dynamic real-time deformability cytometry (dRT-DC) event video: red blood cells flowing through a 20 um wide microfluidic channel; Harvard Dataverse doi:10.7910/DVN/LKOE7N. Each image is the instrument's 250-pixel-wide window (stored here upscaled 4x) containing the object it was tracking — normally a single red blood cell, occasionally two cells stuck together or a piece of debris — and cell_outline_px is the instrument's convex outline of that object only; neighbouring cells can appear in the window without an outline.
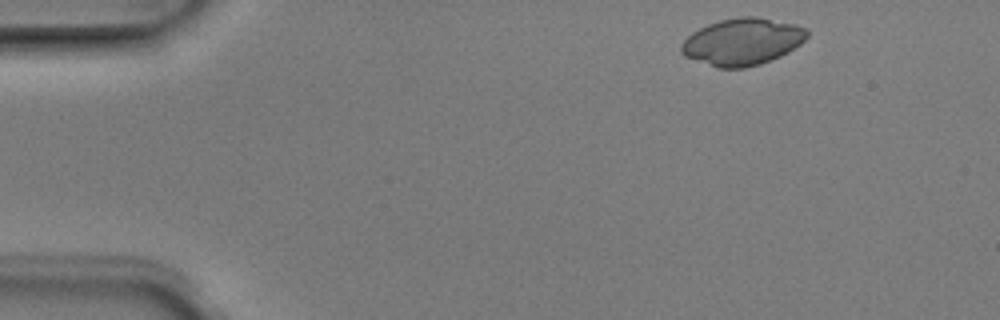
{"species": "Egyptian fruit bat (a non-hibernating species)", "species_latin": "Rousettus aegyptiacus", "temperature_condition": "room temperature", "stored_images_in_passage": 3, "camera_frame_rate_fps": 3000, "um_per_image_px": 0.085, "animal": {"sex": "male"}, "frame": {"image": 1, "passage_image": 1, "time_ms": 0.0, "image_size_px": [1000, 320], "cell_outline_px": [[808, 36], [800, 44], [788, 52], [780, 56], [760, 64], [744, 68], [716, 68], [684, 56], [680, 52], [680, 44], [692, 32], [708, 24], [720, 20], [740, 16], [756, 16], [796, 24], [808, 28]], "centroid_in_image_um": [63.1, 3.54], "position_along_channel_um": 21.9, "area_um2": 34.62}}